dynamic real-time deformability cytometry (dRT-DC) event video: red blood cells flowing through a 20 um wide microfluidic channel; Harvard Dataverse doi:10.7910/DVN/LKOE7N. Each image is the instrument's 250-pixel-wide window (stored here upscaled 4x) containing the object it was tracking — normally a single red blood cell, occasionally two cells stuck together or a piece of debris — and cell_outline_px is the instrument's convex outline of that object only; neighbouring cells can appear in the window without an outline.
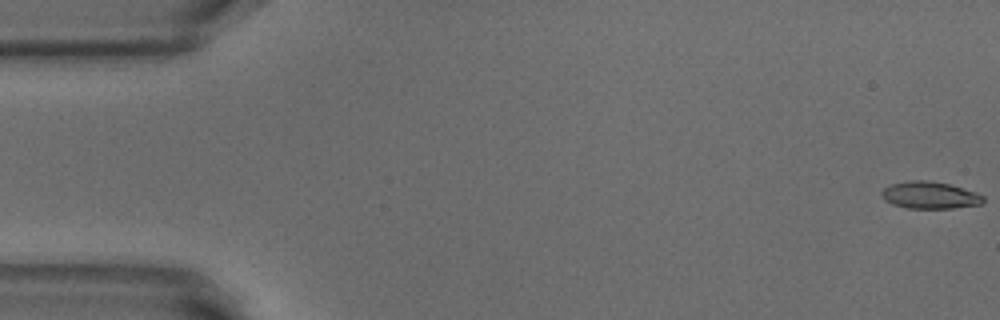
{"species": "common noctule bat (a hibernating species)", "species_latin": "Nyctalus noctula", "temperature_condition": "warm", "stored_images_in_passage": 52, "camera_frame_rate_fps": 3000, "um_per_image_px": 0.085, "animal": {"sex": "male", "body_mass_g": 18.8}, "frame": {"image": 1, "passage_image": 1, "time_ms": 0.0, "image_size_px": [1000, 320], "cell_outline_px": [[984, 204], [952, 208], [908, 208], [892, 204], [884, 200], [880, 196], [880, 192], [884, 188], [892, 184], [912, 180], [928, 180], [948, 184], [976, 192], [984, 196]], "centroid_in_image_um": [79.03, 16.59], "position_along_channel_um": 6.0, "area_um2": 16.07}}
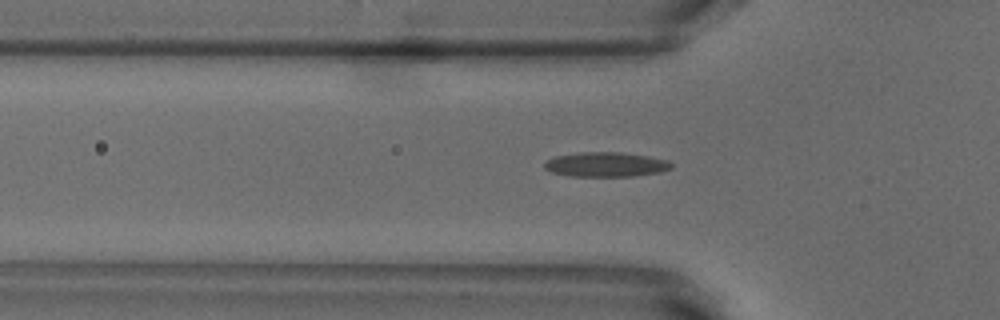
{"frame": {"image": 2, "passage_image": 17, "time_ms": 5.333, "image_size_px": [1000, 320], "cell_outline_px": [[672, 168], [660, 172], [636, 176], [572, 176], [552, 172], [544, 168], [544, 164], [548, 160], [556, 156], [580, 152], [620, 152], [648, 156], [668, 160], [672, 164]], "centroid_in_image_um": [51.53, 13.98], "position_along_channel_um": 74.3, "area_um2": 18.15}}
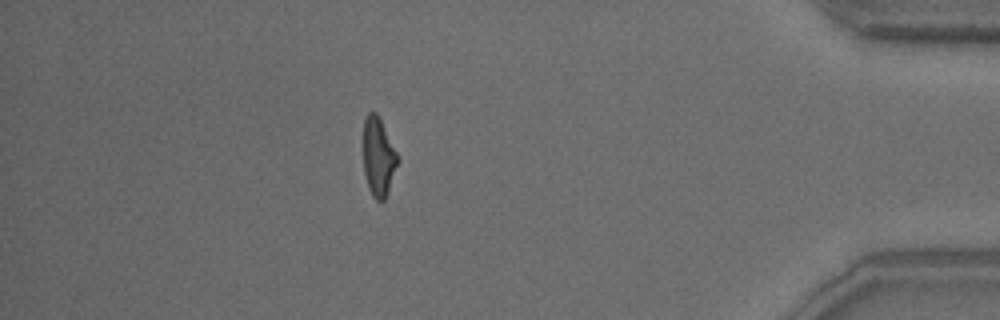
{"frame": {"image": 3, "passage_image": 46, "time_ms": 15.0, "image_size_px": [1000, 320], "cell_outline_px": [[400, 160], [388, 192], [384, 200], [376, 200], [372, 196], [368, 188], [364, 172], [364, 120], [368, 112], [376, 112]], "centroid_in_image_um": [32.17, 13.38], "position_along_channel_um": 403.0, "area_um2": 15.55}, "authors_computed_cell_mechanics": {"area_um2": 16.5597, "velocity_mm_per_s": 3.8691, "shape_relaxation_time_tau1_ms": null, "shape_relaxation_time_tau2_ms": 2.8228, "deformation_change_tau1": null, "deformation_change_tau2": 0.1204}}